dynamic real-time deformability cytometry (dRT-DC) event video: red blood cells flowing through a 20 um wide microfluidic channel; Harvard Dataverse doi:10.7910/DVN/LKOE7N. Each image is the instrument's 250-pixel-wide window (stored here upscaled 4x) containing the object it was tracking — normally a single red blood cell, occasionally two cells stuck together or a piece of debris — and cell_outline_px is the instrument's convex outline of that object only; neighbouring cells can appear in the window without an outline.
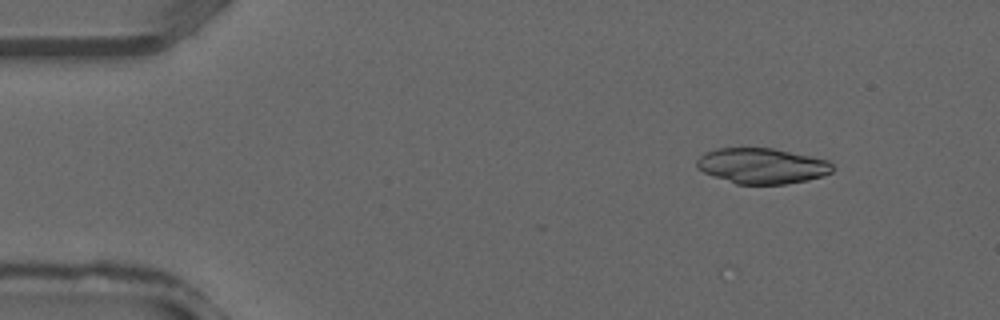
{"species": "common noctule bat (a hibernating species)", "species_latin": "Nyctalus noctula", "temperature_condition": "warm", "stored_images_in_passage": 12, "camera_frame_rate_fps": 3000, "um_per_image_px": 0.085, "animal": {"sex": "male", "forearm_length_mm": 52.5}, "frame": {"image": 1, "passage_image": 3, "time_ms": 0.667, "image_size_px": [1000, 320], "cell_outline_px": [[832, 172], [824, 176], [808, 180], [784, 184], [736, 184], [704, 172], [696, 164], [696, 160], [704, 152], [716, 148], [772, 148], [828, 160], [832, 164]], "centroid_in_image_um": [64.77, 14.1], "position_along_channel_um": 20.2, "area_um2": 27.98}}